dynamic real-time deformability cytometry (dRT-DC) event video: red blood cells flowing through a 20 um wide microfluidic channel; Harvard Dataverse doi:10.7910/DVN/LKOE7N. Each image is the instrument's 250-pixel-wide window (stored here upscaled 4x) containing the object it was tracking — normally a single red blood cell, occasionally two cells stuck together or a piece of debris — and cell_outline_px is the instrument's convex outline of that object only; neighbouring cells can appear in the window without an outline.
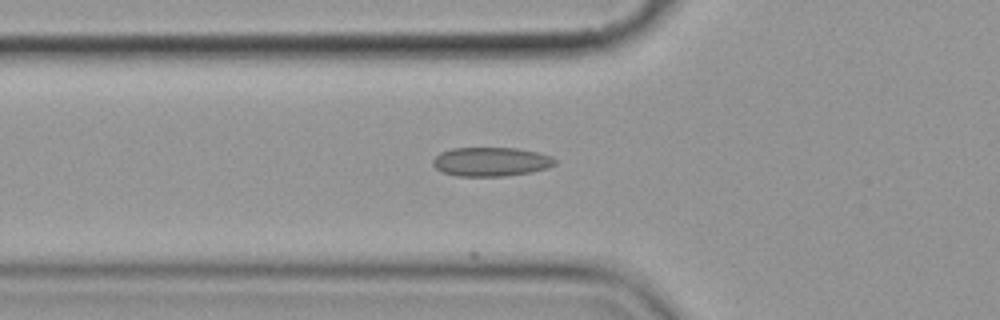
{"species": "common noctule bat (a hibernating species)", "species_latin": "Nyctalus noctula", "temperature_condition": "cold", "stored_images_in_passage": 2, "camera_frame_rate_fps": 3000, "um_per_image_px": 0.085, "animal": {"sex": "female", "body_mass_g": 19.9}, "frame": {"image": 1, "passage_image": 2, "time_ms": 1.0, "image_size_px": [1000, 320], "cell_outline_px": [[556, 164], [548, 168], [532, 172], [504, 176], [456, 176], [444, 172], [436, 168], [432, 164], [432, 160], [440, 152], [452, 148], [516, 148], [536, 152], [552, 156], [556, 160]], "centroid_in_image_um": [41.74, 13.75], "position_along_channel_um": 84.1, "area_um2": 20.69}}